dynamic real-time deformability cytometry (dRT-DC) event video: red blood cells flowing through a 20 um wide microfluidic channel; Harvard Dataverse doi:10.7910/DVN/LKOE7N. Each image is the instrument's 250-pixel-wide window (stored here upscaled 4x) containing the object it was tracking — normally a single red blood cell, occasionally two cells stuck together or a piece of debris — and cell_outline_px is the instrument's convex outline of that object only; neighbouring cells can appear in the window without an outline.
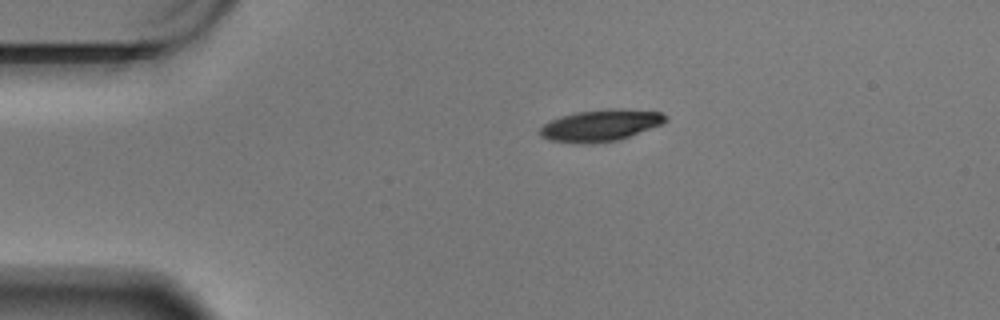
{"species": "Egyptian fruit bat (a non-hibernating species)", "species_latin": "Rousettus aegyptiacus", "temperature_condition": "warm", "stored_images_in_passage": 48, "camera_frame_rate_fps": 3000, "um_per_image_px": 0.085, "animal": {"sex": "male"}, "frame": {"image": 1, "passage_image": 1, "time_ms": 0.0, "image_size_px": [1000, 320], "cell_outline_px": [[668, 120], [664, 124], [620, 140], [592, 144], [580, 144], [548, 140], [540, 136], [540, 128], [544, 124], [560, 116], [576, 112], [604, 108], [624, 108], [664, 112], [668, 116]], "centroid_in_image_um": [51.12, 10.65], "position_along_channel_um": 33.9, "area_um2": 23.87}}
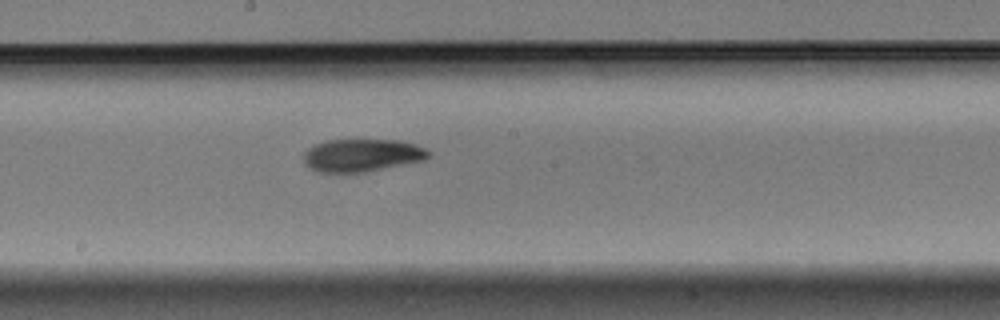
{"frame": {"image": 2, "passage_image": 21, "time_ms": 6.667, "image_size_px": [1000, 320], "cell_outline_px": [[432, 152], [424, 160], [368, 172], [316, 172], [308, 168], [304, 164], [304, 152], [308, 148], [316, 144], [328, 140], [400, 140], [416, 144]], "centroid_in_image_um": [30.76, 13.2], "position_along_channel_um": 217.4, "area_um2": 23.99}}
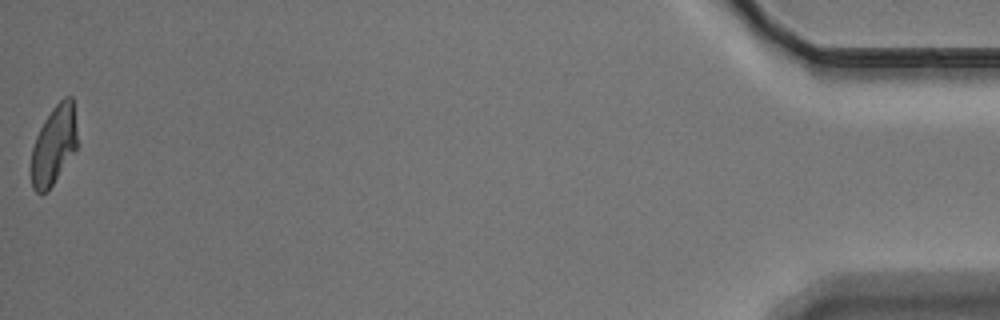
{"frame": {"image": 3, "passage_image": 48, "time_ms": 15.667, "image_size_px": [1000, 320], "cell_outline_px": [[76, 152], [48, 192], [36, 192], [32, 188], [32, 148], [36, 136], [44, 120], [52, 108], [64, 96], [72, 96], [76, 132]], "centroid_in_image_um": [4.58, 12.36], "position_along_channel_um": 430.6, "area_um2": 21.15}, "authors_computed_cell_mechanics": {"area_um2": 23.8136, "velocity_mm_per_s": 3.4148, "shape_relaxation_time_tau1_ms": 5.2964, "shape_relaxation_time_tau2_ms": 7.8063, "deformation_change_tau1": 0.1486, "deformation_change_tau2": 0.1271}}